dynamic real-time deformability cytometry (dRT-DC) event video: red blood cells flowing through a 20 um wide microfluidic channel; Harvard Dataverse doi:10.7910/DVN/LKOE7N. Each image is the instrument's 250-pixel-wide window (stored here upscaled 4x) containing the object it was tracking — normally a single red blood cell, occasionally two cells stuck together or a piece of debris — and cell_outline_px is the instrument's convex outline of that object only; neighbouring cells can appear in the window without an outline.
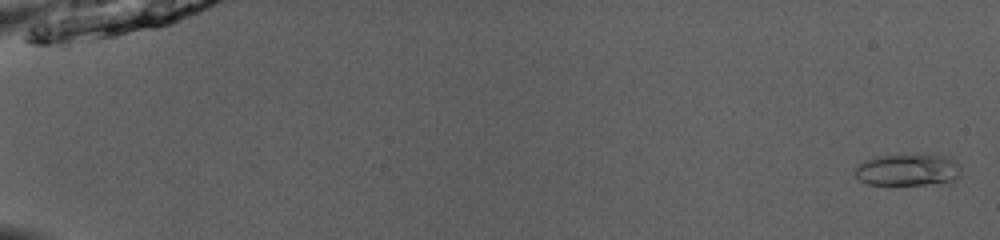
{"species": "common noctule bat (a hibernating species)", "species_latin": "Nyctalus noctula", "temperature_condition": "room temperature", "stored_images_in_passage": 52, "camera_frame_rate_fps": 3000, "um_per_image_px": 0.085, "animal": {"sex": "male", "body_mass_g": 13.0, "forearm_length_mm": 53.1}, "frame": {"image": 1, "passage_image": 2, "time_ms": 0.333, "image_size_px": [1000, 240], "cell_outline_px": [[960, 172], [956, 180], [948, 184], [868, 184], [860, 180], [856, 176], [856, 168], [864, 160], [880, 156], [916, 152], [948, 156], [960, 164]], "centroid_in_image_um": [77.26, 14.4], "position_along_channel_um": 7.7, "area_um2": 20.35}}
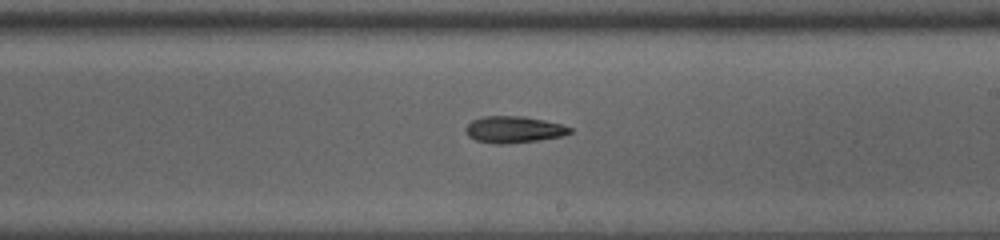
{"frame": {"image": 2, "passage_image": 33, "time_ms": 10.667, "image_size_px": [1000, 240], "cell_outline_px": [[572, 132], [564, 136], [540, 140], [504, 144], [496, 144], [476, 140], [468, 136], [464, 128], [472, 120], [484, 116], [524, 116], [544, 120], [560, 124], [572, 128]], "centroid_in_image_um": [43.68, 11.01], "position_along_channel_um": 245.3, "area_um2": 16.24}}
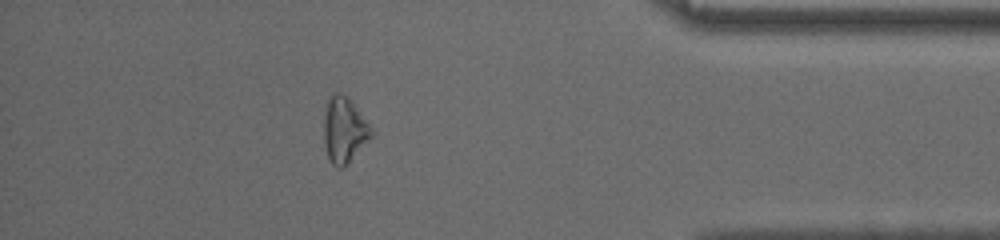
{"frame": {"image": 3, "passage_image": 47, "time_ms": 15.333, "image_size_px": [1000, 240], "cell_outline_px": [[372, 136], [348, 164], [344, 168], [336, 168], [332, 164], [328, 156], [324, 144], [324, 104], [328, 96], [332, 92], [340, 92], [348, 96], [372, 128]], "centroid_in_image_um": [29.23, 11.01], "position_along_channel_um": 406.0, "area_um2": 18.5}, "authors_computed_cell_mechanics": {"area_um2": 16.5886, "velocity_mm_per_s": 4.0277, "shape_relaxation_time_tau1_ms": 3.9579, "shape_relaxation_time_tau2_ms": null, "deformation_change_tau1": 0.1503, "deformation_change_tau2": null}}